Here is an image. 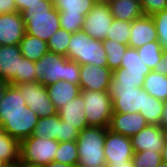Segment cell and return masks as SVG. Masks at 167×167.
Listing matches in <instances>:
<instances>
[{
	"instance_id": "1",
	"label": "cell",
	"mask_w": 167,
	"mask_h": 167,
	"mask_svg": "<svg viewBox=\"0 0 167 167\" xmlns=\"http://www.w3.org/2000/svg\"><path fill=\"white\" fill-rule=\"evenodd\" d=\"M36 81L44 86L59 80L78 84L80 81V64L67 57L47 52L35 62Z\"/></svg>"
},
{
	"instance_id": "2",
	"label": "cell",
	"mask_w": 167,
	"mask_h": 167,
	"mask_svg": "<svg viewBox=\"0 0 167 167\" xmlns=\"http://www.w3.org/2000/svg\"><path fill=\"white\" fill-rule=\"evenodd\" d=\"M26 34L48 41L60 28L59 11L54 8L53 0H41L31 5L23 13Z\"/></svg>"
},
{
	"instance_id": "3",
	"label": "cell",
	"mask_w": 167,
	"mask_h": 167,
	"mask_svg": "<svg viewBox=\"0 0 167 167\" xmlns=\"http://www.w3.org/2000/svg\"><path fill=\"white\" fill-rule=\"evenodd\" d=\"M107 129L89 126L79 131L76 140L79 156L77 167H106L103 147Z\"/></svg>"
},
{
	"instance_id": "4",
	"label": "cell",
	"mask_w": 167,
	"mask_h": 167,
	"mask_svg": "<svg viewBox=\"0 0 167 167\" xmlns=\"http://www.w3.org/2000/svg\"><path fill=\"white\" fill-rule=\"evenodd\" d=\"M66 57L80 65L90 64L108 67L103 41L91 38L84 30L72 33Z\"/></svg>"
},
{
	"instance_id": "5",
	"label": "cell",
	"mask_w": 167,
	"mask_h": 167,
	"mask_svg": "<svg viewBox=\"0 0 167 167\" xmlns=\"http://www.w3.org/2000/svg\"><path fill=\"white\" fill-rule=\"evenodd\" d=\"M150 71L151 69L140 58L137 49L128 46L122 56L120 68L112 72L111 81L114 84L143 88L144 80Z\"/></svg>"
},
{
	"instance_id": "6",
	"label": "cell",
	"mask_w": 167,
	"mask_h": 167,
	"mask_svg": "<svg viewBox=\"0 0 167 167\" xmlns=\"http://www.w3.org/2000/svg\"><path fill=\"white\" fill-rule=\"evenodd\" d=\"M58 146L57 140L32 135L20 142V161L26 165L43 167L54 161Z\"/></svg>"
},
{
	"instance_id": "7",
	"label": "cell",
	"mask_w": 167,
	"mask_h": 167,
	"mask_svg": "<svg viewBox=\"0 0 167 167\" xmlns=\"http://www.w3.org/2000/svg\"><path fill=\"white\" fill-rule=\"evenodd\" d=\"M88 126L108 128L113 113L109 91L81 90Z\"/></svg>"
},
{
	"instance_id": "8",
	"label": "cell",
	"mask_w": 167,
	"mask_h": 167,
	"mask_svg": "<svg viewBox=\"0 0 167 167\" xmlns=\"http://www.w3.org/2000/svg\"><path fill=\"white\" fill-rule=\"evenodd\" d=\"M95 4L94 0H53L54 8L59 11L60 28L71 33L82 30L85 16Z\"/></svg>"
},
{
	"instance_id": "9",
	"label": "cell",
	"mask_w": 167,
	"mask_h": 167,
	"mask_svg": "<svg viewBox=\"0 0 167 167\" xmlns=\"http://www.w3.org/2000/svg\"><path fill=\"white\" fill-rule=\"evenodd\" d=\"M108 91L112 99L113 112L135 113L144 109L145 90L143 88L114 84L111 81Z\"/></svg>"
},
{
	"instance_id": "10",
	"label": "cell",
	"mask_w": 167,
	"mask_h": 167,
	"mask_svg": "<svg viewBox=\"0 0 167 167\" xmlns=\"http://www.w3.org/2000/svg\"><path fill=\"white\" fill-rule=\"evenodd\" d=\"M15 86L20 90L26 105L38 114L39 118L57 114L54 103L49 99L46 86L41 82H26Z\"/></svg>"
},
{
	"instance_id": "11",
	"label": "cell",
	"mask_w": 167,
	"mask_h": 167,
	"mask_svg": "<svg viewBox=\"0 0 167 167\" xmlns=\"http://www.w3.org/2000/svg\"><path fill=\"white\" fill-rule=\"evenodd\" d=\"M39 116L28 106L21 113L0 114V126L10 136L20 142L33 135Z\"/></svg>"
},
{
	"instance_id": "12",
	"label": "cell",
	"mask_w": 167,
	"mask_h": 167,
	"mask_svg": "<svg viewBox=\"0 0 167 167\" xmlns=\"http://www.w3.org/2000/svg\"><path fill=\"white\" fill-rule=\"evenodd\" d=\"M113 19L108 3H96L85 16L82 30L91 38L104 41Z\"/></svg>"
},
{
	"instance_id": "13",
	"label": "cell",
	"mask_w": 167,
	"mask_h": 167,
	"mask_svg": "<svg viewBox=\"0 0 167 167\" xmlns=\"http://www.w3.org/2000/svg\"><path fill=\"white\" fill-rule=\"evenodd\" d=\"M104 155L106 163L120 164L133 158L131 138L107 129L104 141Z\"/></svg>"
},
{
	"instance_id": "14",
	"label": "cell",
	"mask_w": 167,
	"mask_h": 167,
	"mask_svg": "<svg viewBox=\"0 0 167 167\" xmlns=\"http://www.w3.org/2000/svg\"><path fill=\"white\" fill-rule=\"evenodd\" d=\"M22 55L19 45L0 46V79L11 85L19 84Z\"/></svg>"
},
{
	"instance_id": "15",
	"label": "cell",
	"mask_w": 167,
	"mask_h": 167,
	"mask_svg": "<svg viewBox=\"0 0 167 167\" xmlns=\"http://www.w3.org/2000/svg\"><path fill=\"white\" fill-rule=\"evenodd\" d=\"M112 71L109 67L90 64L80 65L81 90L108 91L111 82Z\"/></svg>"
},
{
	"instance_id": "16",
	"label": "cell",
	"mask_w": 167,
	"mask_h": 167,
	"mask_svg": "<svg viewBox=\"0 0 167 167\" xmlns=\"http://www.w3.org/2000/svg\"><path fill=\"white\" fill-rule=\"evenodd\" d=\"M26 33L21 13L0 14V45H19Z\"/></svg>"
},
{
	"instance_id": "17",
	"label": "cell",
	"mask_w": 167,
	"mask_h": 167,
	"mask_svg": "<svg viewBox=\"0 0 167 167\" xmlns=\"http://www.w3.org/2000/svg\"><path fill=\"white\" fill-rule=\"evenodd\" d=\"M166 141L164 130L159 125H147L144 129L131 137L134 152L150 150L151 152H162Z\"/></svg>"
},
{
	"instance_id": "18",
	"label": "cell",
	"mask_w": 167,
	"mask_h": 167,
	"mask_svg": "<svg viewBox=\"0 0 167 167\" xmlns=\"http://www.w3.org/2000/svg\"><path fill=\"white\" fill-rule=\"evenodd\" d=\"M148 123L140 112L118 113L113 112L108 129L112 132L132 137L144 129Z\"/></svg>"
},
{
	"instance_id": "19",
	"label": "cell",
	"mask_w": 167,
	"mask_h": 167,
	"mask_svg": "<svg viewBox=\"0 0 167 167\" xmlns=\"http://www.w3.org/2000/svg\"><path fill=\"white\" fill-rule=\"evenodd\" d=\"M154 41H157V31L152 16L143 15L131 22L129 47L137 49Z\"/></svg>"
},
{
	"instance_id": "20",
	"label": "cell",
	"mask_w": 167,
	"mask_h": 167,
	"mask_svg": "<svg viewBox=\"0 0 167 167\" xmlns=\"http://www.w3.org/2000/svg\"><path fill=\"white\" fill-rule=\"evenodd\" d=\"M84 107L83 96L79 94L76 98L61 107L57 113L62 121L82 131L84 128L89 127L86 121Z\"/></svg>"
},
{
	"instance_id": "21",
	"label": "cell",
	"mask_w": 167,
	"mask_h": 167,
	"mask_svg": "<svg viewBox=\"0 0 167 167\" xmlns=\"http://www.w3.org/2000/svg\"><path fill=\"white\" fill-rule=\"evenodd\" d=\"M49 99L54 103L56 110L66 105L70 100L76 98L80 92V86L68 81L59 80L46 86Z\"/></svg>"
},
{
	"instance_id": "22",
	"label": "cell",
	"mask_w": 167,
	"mask_h": 167,
	"mask_svg": "<svg viewBox=\"0 0 167 167\" xmlns=\"http://www.w3.org/2000/svg\"><path fill=\"white\" fill-rule=\"evenodd\" d=\"M113 18L132 22L143 16L140 0H110L108 2Z\"/></svg>"
},
{
	"instance_id": "23",
	"label": "cell",
	"mask_w": 167,
	"mask_h": 167,
	"mask_svg": "<svg viewBox=\"0 0 167 167\" xmlns=\"http://www.w3.org/2000/svg\"><path fill=\"white\" fill-rule=\"evenodd\" d=\"M0 160L6 165L20 162V141L10 137L0 126Z\"/></svg>"
},
{
	"instance_id": "24",
	"label": "cell",
	"mask_w": 167,
	"mask_h": 167,
	"mask_svg": "<svg viewBox=\"0 0 167 167\" xmlns=\"http://www.w3.org/2000/svg\"><path fill=\"white\" fill-rule=\"evenodd\" d=\"M21 55L31 61H38L48 52L47 42L36 36L26 34L19 43Z\"/></svg>"
},
{
	"instance_id": "25",
	"label": "cell",
	"mask_w": 167,
	"mask_h": 167,
	"mask_svg": "<svg viewBox=\"0 0 167 167\" xmlns=\"http://www.w3.org/2000/svg\"><path fill=\"white\" fill-rule=\"evenodd\" d=\"M26 102L15 85H9L0 103V114H16L25 110Z\"/></svg>"
},
{
	"instance_id": "26",
	"label": "cell",
	"mask_w": 167,
	"mask_h": 167,
	"mask_svg": "<svg viewBox=\"0 0 167 167\" xmlns=\"http://www.w3.org/2000/svg\"><path fill=\"white\" fill-rule=\"evenodd\" d=\"M143 89L161 101H167V76L150 71L144 80Z\"/></svg>"
},
{
	"instance_id": "27",
	"label": "cell",
	"mask_w": 167,
	"mask_h": 167,
	"mask_svg": "<svg viewBox=\"0 0 167 167\" xmlns=\"http://www.w3.org/2000/svg\"><path fill=\"white\" fill-rule=\"evenodd\" d=\"M60 117L57 114L38 119L33 135L40 138H50L58 141Z\"/></svg>"
},
{
	"instance_id": "28",
	"label": "cell",
	"mask_w": 167,
	"mask_h": 167,
	"mask_svg": "<svg viewBox=\"0 0 167 167\" xmlns=\"http://www.w3.org/2000/svg\"><path fill=\"white\" fill-rule=\"evenodd\" d=\"M128 45L105 39L103 41V48L106 51V60L109 69L113 72L115 69L120 68L122 56L125 54Z\"/></svg>"
},
{
	"instance_id": "29",
	"label": "cell",
	"mask_w": 167,
	"mask_h": 167,
	"mask_svg": "<svg viewBox=\"0 0 167 167\" xmlns=\"http://www.w3.org/2000/svg\"><path fill=\"white\" fill-rule=\"evenodd\" d=\"M163 106L164 101L158 100L145 91L144 109L139 112L149 125H159Z\"/></svg>"
},
{
	"instance_id": "30",
	"label": "cell",
	"mask_w": 167,
	"mask_h": 167,
	"mask_svg": "<svg viewBox=\"0 0 167 167\" xmlns=\"http://www.w3.org/2000/svg\"><path fill=\"white\" fill-rule=\"evenodd\" d=\"M137 52L143 63L148 66L151 71L154 70L156 64L160 61L163 54V48L160 46L159 41L149 42L137 48Z\"/></svg>"
},
{
	"instance_id": "31",
	"label": "cell",
	"mask_w": 167,
	"mask_h": 167,
	"mask_svg": "<svg viewBox=\"0 0 167 167\" xmlns=\"http://www.w3.org/2000/svg\"><path fill=\"white\" fill-rule=\"evenodd\" d=\"M54 161L77 167L79 156L76 141L59 142Z\"/></svg>"
},
{
	"instance_id": "32",
	"label": "cell",
	"mask_w": 167,
	"mask_h": 167,
	"mask_svg": "<svg viewBox=\"0 0 167 167\" xmlns=\"http://www.w3.org/2000/svg\"><path fill=\"white\" fill-rule=\"evenodd\" d=\"M72 33L59 28L47 41L48 52L67 56L68 44Z\"/></svg>"
},
{
	"instance_id": "33",
	"label": "cell",
	"mask_w": 167,
	"mask_h": 167,
	"mask_svg": "<svg viewBox=\"0 0 167 167\" xmlns=\"http://www.w3.org/2000/svg\"><path fill=\"white\" fill-rule=\"evenodd\" d=\"M131 22L113 19L106 39L128 45L130 39Z\"/></svg>"
},
{
	"instance_id": "34",
	"label": "cell",
	"mask_w": 167,
	"mask_h": 167,
	"mask_svg": "<svg viewBox=\"0 0 167 167\" xmlns=\"http://www.w3.org/2000/svg\"><path fill=\"white\" fill-rule=\"evenodd\" d=\"M132 161L134 167H157L162 162V157L160 152L145 150L134 152Z\"/></svg>"
},
{
	"instance_id": "35",
	"label": "cell",
	"mask_w": 167,
	"mask_h": 167,
	"mask_svg": "<svg viewBox=\"0 0 167 167\" xmlns=\"http://www.w3.org/2000/svg\"><path fill=\"white\" fill-rule=\"evenodd\" d=\"M156 31L157 40L163 50L167 49V9L152 15Z\"/></svg>"
},
{
	"instance_id": "36",
	"label": "cell",
	"mask_w": 167,
	"mask_h": 167,
	"mask_svg": "<svg viewBox=\"0 0 167 167\" xmlns=\"http://www.w3.org/2000/svg\"><path fill=\"white\" fill-rule=\"evenodd\" d=\"M26 82H36L35 62L22 57L21 75L19 84Z\"/></svg>"
},
{
	"instance_id": "37",
	"label": "cell",
	"mask_w": 167,
	"mask_h": 167,
	"mask_svg": "<svg viewBox=\"0 0 167 167\" xmlns=\"http://www.w3.org/2000/svg\"><path fill=\"white\" fill-rule=\"evenodd\" d=\"M140 3L144 15L152 16L167 9V0H140Z\"/></svg>"
},
{
	"instance_id": "38",
	"label": "cell",
	"mask_w": 167,
	"mask_h": 167,
	"mask_svg": "<svg viewBox=\"0 0 167 167\" xmlns=\"http://www.w3.org/2000/svg\"><path fill=\"white\" fill-rule=\"evenodd\" d=\"M79 136V130L76 127L70 126L60 118V130L58 134L59 142L76 141Z\"/></svg>"
},
{
	"instance_id": "39",
	"label": "cell",
	"mask_w": 167,
	"mask_h": 167,
	"mask_svg": "<svg viewBox=\"0 0 167 167\" xmlns=\"http://www.w3.org/2000/svg\"><path fill=\"white\" fill-rule=\"evenodd\" d=\"M17 12L14 0H0V14Z\"/></svg>"
},
{
	"instance_id": "40",
	"label": "cell",
	"mask_w": 167,
	"mask_h": 167,
	"mask_svg": "<svg viewBox=\"0 0 167 167\" xmlns=\"http://www.w3.org/2000/svg\"><path fill=\"white\" fill-rule=\"evenodd\" d=\"M153 71L167 76V49L163 50L162 58L156 64Z\"/></svg>"
},
{
	"instance_id": "41",
	"label": "cell",
	"mask_w": 167,
	"mask_h": 167,
	"mask_svg": "<svg viewBox=\"0 0 167 167\" xmlns=\"http://www.w3.org/2000/svg\"><path fill=\"white\" fill-rule=\"evenodd\" d=\"M14 2L17 7V11L22 14L31 5L41 3V0H14Z\"/></svg>"
},
{
	"instance_id": "42",
	"label": "cell",
	"mask_w": 167,
	"mask_h": 167,
	"mask_svg": "<svg viewBox=\"0 0 167 167\" xmlns=\"http://www.w3.org/2000/svg\"><path fill=\"white\" fill-rule=\"evenodd\" d=\"M159 126L163 130H165L167 128V101H164V106H163V110L161 113V119H160Z\"/></svg>"
},
{
	"instance_id": "43",
	"label": "cell",
	"mask_w": 167,
	"mask_h": 167,
	"mask_svg": "<svg viewBox=\"0 0 167 167\" xmlns=\"http://www.w3.org/2000/svg\"><path fill=\"white\" fill-rule=\"evenodd\" d=\"M106 167H134V164L132 160H129L128 162H123L120 164L106 163Z\"/></svg>"
},
{
	"instance_id": "44",
	"label": "cell",
	"mask_w": 167,
	"mask_h": 167,
	"mask_svg": "<svg viewBox=\"0 0 167 167\" xmlns=\"http://www.w3.org/2000/svg\"><path fill=\"white\" fill-rule=\"evenodd\" d=\"M9 85H10L9 82H6V81L0 79V103H1V100L3 99L5 91Z\"/></svg>"
},
{
	"instance_id": "45",
	"label": "cell",
	"mask_w": 167,
	"mask_h": 167,
	"mask_svg": "<svg viewBox=\"0 0 167 167\" xmlns=\"http://www.w3.org/2000/svg\"><path fill=\"white\" fill-rule=\"evenodd\" d=\"M43 167H73V166H70L61 162L53 161L47 165H44Z\"/></svg>"
},
{
	"instance_id": "46",
	"label": "cell",
	"mask_w": 167,
	"mask_h": 167,
	"mask_svg": "<svg viewBox=\"0 0 167 167\" xmlns=\"http://www.w3.org/2000/svg\"><path fill=\"white\" fill-rule=\"evenodd\" d=\"M162 162L167 163V139L161 152Z\"/></svg>"
},
{
	"instance_id": "47",
	"label": "cell",
	"mask_w": 167,
	"mask_h": 167,
	"mask_svg": "<svg viewBox=\"0 0 167 167\" xmlns=\"http://www.w3.org/2000/svg\"><path fill=\"white\" fill-rule=\"evenodd\" d=\"M15 167H35V166L26 165L20 161L15 164Z\"/></svg>"
},
{
	"instance_id": "48",
	"label": "cell",
	"mask_w": 167,
	"mask_h": 167,
	"mask_svg": "<svg viewBox=\"0 0 167 167\" xmlns=\"http://www.w3.org/2000/svg\"><path fill=\"white\" fill-rule=\"evenodd\" d=\"M96 3H108L110 0H94Z\"/></svg>"
},
{
	"instance_id": "49",
	"label": "cell",
	"mask_w": 167,
	"mask_h": 167,
	"mask_svg": "<svg viewBox=\"0 0 167 167\" xmlns=\"http://www.w3.org/2000/svg\"><path fill=\"white\" fill-rule=\"evenodd\" d=\"M157 167H167V163L161 162Z\"/></svg>"
},
{
	"instance_id": "50",
	"label": "cell",
	"mask_w": 167,
	"mask_h": 167,
	"mask_svg": "<svg viewBox=\"0 0 167 167\" xmlns=\"http://www.w3.org/2000/svg\"><path fill=\"white\" fill-rule=\"evenodd\" d=\"M5 166H6V164L0 160V167H5Z\"/></svg>"
},
{
	"instance_id": "51",
	"label": "cell",
	"mask_w": 167,
	"mask_h": 167,
	"mask_svg": "<svg viewBox=\"0 0 167 167\" xmlns=\"http://www.w3.org/2000/svg\"><path fill=\"white\" fill-rule=\"evenodd\" d=\"M164 132H165L166 139H167V128L164 130Z\"/></svg>"
},
{
	"instance_id": "52",
	"label": "cell",
	"mask_w": 167,
	"mask_h": 167,
	"mask_svg": "<svg viewBox=\"0 0 167 167\" xmlns=\"http://www.w3.org/2000/svg\"><path fill=\"white\" fill-rule=\"evenodd\" d=\"M5 167H15V165H6Z\"/></svg>"
}]
</instances>
